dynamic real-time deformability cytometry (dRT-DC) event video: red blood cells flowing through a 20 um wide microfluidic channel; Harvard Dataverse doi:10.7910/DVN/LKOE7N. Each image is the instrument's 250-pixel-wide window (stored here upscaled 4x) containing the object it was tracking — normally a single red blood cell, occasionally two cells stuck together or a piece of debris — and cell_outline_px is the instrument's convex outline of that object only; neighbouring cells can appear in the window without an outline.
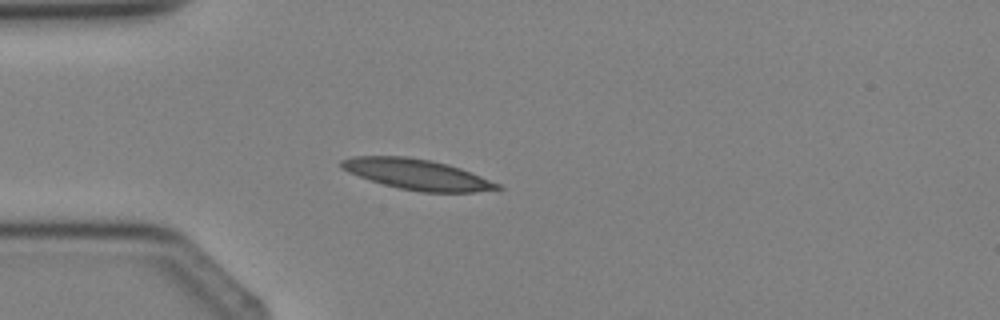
{"species": "Egyptian fruit bat (a non-hibernating species)", "species_latin": "Rousettus aegyptiacus", "temperature_condition": "cold", "stored_images_in_passage": 3, "camera_frame_rate_fps": 3000, "um_per_image_px": 0.085, "animal": {"sex": "female"}, "frame": {"image": 1, "passage_image": 3, "time_ms": 3.333, "image_size_px": [1000, 320], "cell_outline_px": [[504, 188], [472, 192], [420, 192], [400, 188], [384, 184], [348, 172], [340, 168], [340, 160], [352, 156], [408, 156], [432, 160], [448, 164], [460, 168], [500, 184]], "centroid_in_image_um": [35.43, 14.81], "position_along_channel_um": 49.6, "area_um2": 27.57}}